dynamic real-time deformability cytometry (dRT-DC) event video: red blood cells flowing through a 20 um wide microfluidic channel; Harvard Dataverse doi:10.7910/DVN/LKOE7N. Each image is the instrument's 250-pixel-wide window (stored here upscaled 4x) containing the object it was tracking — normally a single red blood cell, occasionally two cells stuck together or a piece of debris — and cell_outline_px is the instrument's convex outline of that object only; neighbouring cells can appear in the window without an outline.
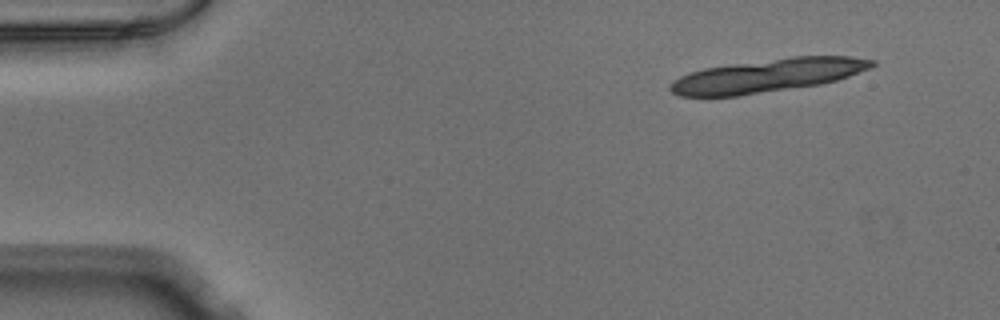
{"species": "Egyptian fruit bat (a non-hibernating species)", "species_latin": "Rousettus aegyptiacus", "temperature_condition": "warm", "stored_images_in_passage": 17, "camera_frame_rate_fps": 3000, "um_per_image_px": 0.085, "animal": {"sex": "male"}, "frame": {"image": 1, "passage_image": 1, "time_ms": 0.0, "image_size_px": [1000, 320], "cell_outline_px": [[876, 64], [872, 68], [836, 80], [820, 84], [736, 96], [680, 96], [672, 92], [668, 88], [668, 84], [672, 80], [688, 72], [704, 68], [732, 64], [792, 56], [852, 56], [876, 60]], "centroid_in_image_um": [65.24, 6.41], "position_along_channel_um": 19.8, "area_um2": 39.19}}